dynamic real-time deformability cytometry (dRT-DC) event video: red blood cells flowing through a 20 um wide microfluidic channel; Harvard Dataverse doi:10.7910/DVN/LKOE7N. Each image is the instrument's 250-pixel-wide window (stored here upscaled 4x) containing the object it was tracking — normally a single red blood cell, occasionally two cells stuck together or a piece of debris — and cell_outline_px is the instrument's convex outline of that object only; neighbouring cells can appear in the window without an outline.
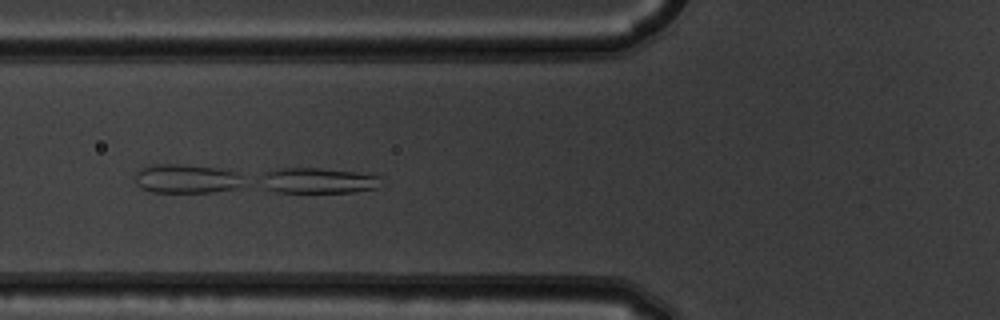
{"species": "common noctule bat (a hibernating species)", "species_latin": "Nyctalus noctula", "temperature_condition": "warm", "stored_images_in_passage": 5, "camera_frame_rate_fps": 3000, "um_per_image_px": 0.085, "animal": {"sex": "male", "body_mass_g": 19.5, "forearm_length_mm": 54.6}, "frame": {"image": 1, "passage_image": 5, "time_ms": 1.333, "image_size_px": [1000, 320], "cell_outline_px": [[380, 176], [376, 188], [352, 192], [276, 192], [264, 188], [256, 184], [264, 172], [280, 168], [320, 168], [356, 172]], "centroid_in_image_um": [26.9, 15.35], "position_along_channel_um": 98.9, "area_um2": 17.98}}